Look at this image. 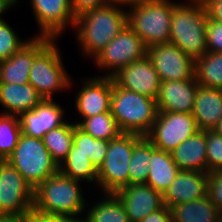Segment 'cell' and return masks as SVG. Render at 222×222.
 Wrapping results in <instances>:
<instances>
[{
  "label": "cell",
  "instance_id": "cell-19",
  "mask_svg": "<svg viewBox=\"0 0 222 222\" xmlns=\"http://www.w3.org/2000/svg\"><path fill=\"white\" fill-rule=\"evenodd\" d=\"M198 85L197 80L160 81L158 112L191 113Z\"/></svg>",
  "mask_w": 222,
  "mask_h": 222
},
{
  "label": "cell",
  "instance_id": "cell-45",
  "mask_svg": "<svg viewBox=\"0 0 222 222\" xmlns=\"http://www.w3.org/2000/svg\"><path fill=\"white\" fill-rule=\"evenodd\" d=\"M188 1V0H187ZM212 0H189V4L207 6Z\"/></svg>",
  "mask_w": 222,
  "mask_h": 222
},
{
  "label": "cell",
  "instance_id": "cell-6",
  "mask_svg": "<svg viewBox=\"0 0 222 222\" xmlns=\"http://www.w3.org/2000/svg\"><path fill=\"white\" fill-rule=\"evenodd\" d=\"M36 189L49 176L59 171L42 139L21 134L13 153L6 159Z\"/></svg>",
  "mask_w": 222,
  "mask_h": 222
},
{
  "label": "cell",
  "instance_id": "cell-35",
  "mask_svg": "<svg viewBox=\"0 0 222 222\" xmlns=\"http://www.w3.org/2000/svg\"><path fill=\"white\" fill-rule=\"evenodd\" d=\"M207 173L222 170V136L206 130Z\"/></svg>",
  "mask_w": 222,
  "mask_h": 222
},
{
  "label": "cell",
  "instance_id": "cell-37",
  "mask_svg": "<svg viewBox=\"0 0 222 222\" xmlns=\"http://www.w3.org/2000/svg\"><path fill=\"white\" fill-rule=\"evenodd\" d=\"M208 175L207 194L222 215V170H215Z\"/></svg>",
  "mask_w": 222,
  "mask_h": 222
},
{
  "label": "cell",
  "instance_id": "cell-18",
  "mask_svg": "<svg viewBox=\"0 0 222 222\" xmlns=\"http://www.w3.org/2000/svg\"><path fill=\"white\" fill-rule=\"evenodd\" d=\"M64 112L53 99H43L34 109L19 115L22 134L42 139L46 133L66 123L62 119Z\"/></svg>",
  "mask_w": 222,
  "mask_h": 222
},
{
  "label": "cell",
  "instance_id": "cell-29",
  "mask_svg": "<svg viewBox=\"0 0 222 222\" xmlns=\"http://www.w3.org/2000/svg\"><path fill=\"white\" fill-rule=\"evenodd\" d=\"M75 123H65L64 125L46 133L42 141L49 151L52 159L58 166L67 157L71 144L73 143Z\"/></svg>",
  "mask_w": 222,
  "mask_h": 222
},
{
  "label": "cell",
  "instance_id": "cell-3",
  "mask_svg": "<svg viewBox=\"0 0 222 222\" xmlns=\"http://www.w3.org/2000/svg\"><path fill=\"white\" fill-rule=\"evenodd\" d=\"M111 113L122 133L146 136L158 114L156 99L119 87L112 79Z\"/></svg>",
  "mask_w": 222,
  "mask_h": 222
},
{
  "label": "cell",
  "instance_id": "cell-1",
  "mask_svg": "<svg viewBox=\"0 0 222 222\" xmlns=\"http://www.w3.org/2000/svg\"><path fill=\"white\" fill-rule=\"evenodd\" d=\"M106 4L76 16L74 26L83 53L92 59L127 25V11ZM93 56V57H92Z\"/></svg>",
  "mask_w": 222,
  "mask_h": 222
},
{
  "label": "cell",
  "instance_id": "cell-12",
  "mask_svg": "<svg viewBox=\"0 0 222 222\" xmlns=\"http://www.w3.org/2000/svg\"><path fill=\"white\" fill-rule=\"evenodd\" d=\"M147 56L161 81L196 80L195 60L174 44L150 46Z\"/></svg>",
  "mask_w": 222,
  "mask_h": 222
},
{
  "label": "cell",
  "instance_id": "cell-41",
  "mask_svg": "<svg viewBox=\"0 0 222 222\" xmlns=\"http://www.w3.org/2000/svg\"><path fill=\"white\" fill-rule=\"evenodd\" d=\"M206 9L212 20L222 23V0H212Z\"/></svg>",
  "mask_w": 222,
  "mask_h": 222
},
{
  "label": "cell",
  "instance_id": "cell-46",
  "mask_svg": "<svg viewBox=\"0 0 222 222\" xmlns=\"http://www.w3.org/2000/svg\"><path fill=\"white\" fill-rule=\"evenodd\" d=\"M213 131L222 136V119L217 123V125L213 128Z\"/></svg>",
  "mask_w": 222,
  "mask_h": 222
},
{
  "label": "cell",
  "instance_id": "cell-26",
  "mask_svg": "<svg viewBox=\"0 0 222 222\" xmlns=\"http://www.w3.org/2000/svg\"><path fill=\"white\" fill-rule=\"evenodd\" d=\"M105 196L87 210L81 222H130L119 197L115 193H105Z\"/></svg>",
  "mask_w": 222,
  "mask_h": 222
},
{
  "label": "cell",
  "instance_id": "cell-30",
  "mask_svg": "<svg viewBox=\"0 0 222 222\" xmlns=\"http://www.w3.org/2000/svg\"><path fill=\"white\" fill-rule=\"evenodd\" d=\"M59 172L74 180H87L90 184L96 181L97 184L98 170L91 163L90 157L82 152H69L59 165Z\"/></svg>",
  "mask_w": 222,
  "mask_h": 222
},
{
  "label": "cell",
  "instance_id": "cell-11",
  "mask_svg": "<svg viewBox=\"0 0 222 222\" xmlns=\"http://www.w3.org/2000/svg\"><path fill=\"white\" fill-rule=\"evenodd\" d=\"M34 190L7 160H0V215L28 214Z\"/></svg>",
  "mask_w": 222,
  "mask_h": 222
},
{
  "label": "cell",
  "instance_id": "cell-9",
  "mask_svg": "<svg viewBox=\"0 0 222 222\" xmlns=\"http://www.w3.org/2000/svg\"><path fill=\"white\" fill-rule=\"evenodd\" d=\"M199 131L191 113L158 112L152 129L145 137L156 149L171 153Z\"/></svg>",
  "mask_w": 222,
  "mask_h": 222
},
{
  "label": "cell",
  "instance_id": "cell-23",
  "mask_svg": "<svg viewBox=\"0 0 222 222\" xmlns=\"http://www.w3.org/2000/svg\"><path fill=\"white\" fill-rule=\"evenodd\" d=\"M43 98L34 86L27 84L0 83V103L6 108L4 114L20 115L34 109Z\"/></svg>",
  "mask_w": 222,
  "mask_h": 222
},
{
  "label": "cell",
  "instance_id": "cell-22",
  "mask_svg": "<svg viewBox=\"0 0 222 222\" xmlns=\"http://www.w3.org/2000/svg\"><path fill=\"white\" fill-rule=\"evenodd\" d=\"M206 130H200L183 141L173 152L172 158L180 170L207 173Z\"/></svg>",
  "mask_w": 222,
  "mask_h": 222
},
{
  "label": "cell",
  "instance_id": "cell-24",
  "mask_svg": "<svg viewBox=\"0 0 222 222\" xmlns=\"http://www.w3.org/2000/svg\"><path fill=\"white\" fill-rule=\"evenodd\" d=\"M146 183L162 195L172 184L180 169L175 164L171 153L158 150L151 143V160Z\"/></svg>",
  "mask_w": 222,
  "mask_h": 222
},
{
  "label": "cell",
  "instance_id": "cell-25",
  "mask_svg": "<svg viewBox=\"0 0 222 222\" xmlns=\"http://www.w3.org/2000/svg\"><path fill=\"white\" fill-rule=\"evenodd\" d=\"M172 222H222V215L209 195L172 206Z\"/></svg>",
  "mask_w": 222,
  "mask_h": 222
},
{
  "label": "cell",
  "instance_id": "cell-43",
  "mask_svg": "<svg viewBox=\"0 0 222 222\" xmlns=\"http://www.w3.org/2000/svg\"><path fill=\"white\" fill-rule=\"evenodd\" d=\"M18 0H0V21H3V18H1L2 13L4 14L7 9H10L13 5L15 6Z\"/></svg>",
  "mask_w": 222,
  "mask_h": 222
},
{
  "label": "cell",
  "instance_id": "cell-42",
  "mask_svg": "<svg viewBox=\"0 0 222 222\" xmlns=\"http://www.w3.org/2000/svg\"><path fill=\"white\" fill-rule=\"evenodd\" d=\"M0 222H27V214L0 215Z\"/></svg>",
  "mask_w": 222,
  "mask_h": 222
},
{
  "label": "cell",
  "instance_id": "cell-33",
  "mask_svg": "<svg viewBox=\"0 0 222 222\" xmlns=\"http://www.w3.org/2000/svg\"><path fill=\"white\" fill-rule=\"evenodd\" d=\"M22 134L18 115H0V160H6L14 151Z\"/></svg>",
  "mask_w": 222,
  "mask_h": 222
},
{
  "label": "cell",
  "instance_id": "cell-5",
  "mask_svg": "<svg viewBox=\"0 0 222 222\" xmlns=\"http://www.w3.org/2000/svg\"><path fill=\"white\" fill-rule=\"evenodd\" d=\"M170 0H147L130 6L127 25L142 39L146 48L170 42L173 9Z\"/></svg>",
  "mask_w": 222,
  "mask_h": 222
},
{
  "label": "cell",
  "instance_id": "cell-7",
  "mask_svg": "<svg viewBox=\"0 0 222 222\" xmlns=\"http://www.w3.org/2000/svg\"><path fill=\"white\" fill-rule=\"evenodd\" d=\"M144 136L136 133H121L109 141L106 157L98 169L97 185L105 193H115L129 185V162L134 146Z\"/></svg>",
  "mask_w": 222,
  "mask_h": 222
},
{
  "label": "cell",
  "instance_id": "cell-39",
  "mask_svg": "<svg viewBox=\"0 0 222 222\" xmlns=\"http://www.w3.org/2000/svg\"><path fill=\"white\" fill-rule=\"evenodd\" d=\"M27 222H79V221L64 216L43 214L35 209H32L27 214Z\"/></svg>",
  "mask_w": 222,
  "mask_h": 222
},
{
  "label": "cell",
  "instance_id": "cell-32",
  "mask_svg": "<svg viewBox=\"0 0 222 222\" xmlns=\"http://www.w3.org/2000/svg\"><path fill=\"white\" fill-rule=\"evenodd\" d=\"M151 160V142L144 136L133 148L129 164V185L146 183Z\"/></svg>",
  "mask_w": 222,
  "mask_h": 222
},
{
  "label": "cell",
  "instance_id": "cell-15",
  "mask_svg": "<svg viewBox=\"0 0 222 222\" xmlns=\"http://www.w3.org/2000/svg\"><path fill=\"white\" fill-rule=\"evenodd\" d=\"M33 15L40 28L39 36L57 39L66 25L75 24L71 0H31Z\"/></svg>",
  "mask_w": 222,
  "mask_h": 222
},
{
  "label": "cell",
  "instance_id": "cell-4",
  "mask_svg": "<svg viewBox=\"0 0 222 222\" xmlns=\"http://www.w3.org/2000/svg\"><path fill=\"white\" fill-rule=\"evenodd\" d=\"M206 6L178 4L172 12L170 42L196 60L207 52Z\"/></svg>",
  "mask_w": 222,
  "mask_h": 222
},
{
  "label": "cell",
  "instance_id": "cell-13",
  "mask_svg": "<svg viewBox=\"0 0 222 222\" xmlns=\"http://www.w3.org/2000/svg\"><path fill=\"white\" fill-rule=\"evenodd\" d=\"M113 81L126 90L156 99L160 89V78L147 54L121 68L112 76Z\"/></svg>",
  "mask_w": 222,
  "mask_h": 222
},
{
  "label": "cell",
  "instance_id": "cell-20",
  "mask_svg": "<svg viewBox=\"0 0 222 222\" xmlns=\"http://www.w3.org/2000/svg\"><path fill=\"white\" fill-rule=\"evenodd\" d=\"M208 173L180 170L163 194L164 205L171 208L207 195Z\"/></svg>",
  "mask_w": 222,
  "mask_h": 222
},
{
  "label": "cell",
  "instance_id": "cell-28",
  "mask_svg": "<svg viewBox=\"0 0 222 222\" xmlns=\"http://www.w3.org/2000/svg\"><path fill=\"white\" fill-rule=\"evenodd\" d=\"M109 141L95 139L75 124L73 143L69 152H82L90 157L91 163L98 170L103 164Z\"/></svg>",
  "mask_w": 222,
  "mask_h": 222
},
{
  "label": "cell",
  "instance_id": "cell-27",
  "mask_svg": "<svg viewBox=\"0 0 222 222\" xmlns=\"http://www.w3.org/2000/svg\"><path fill=\"white\" fill-rule=\"evenodd\" d=\"M195 77L201 86L222 89V53L207 51L195 60Z\"/></svg>",
  "mask_w": 222,
  "mask_h": 222
},
{
  "label": "cell",
  "instance_id": "cell-34",
  "mask_svg": "<svg viewBox=\"0 0 222 222\" xmlns=\"http://www.w3.org/2000/svg\"><path fill=\"white\" fill-rule=\"evenodd\" d=\"M27 42L20 40L5 20L0 21V62L9 59Z\"/></svg>",
  "mask_w": 222,
  "mask_h": 222
},
{
  "label": "cell",
  "instance_id": "cell-40",
  "mask_svg": "<svg viewBox=\"0 0 222 222\" xmlns=\"http://www.w3.org/2000/svg\"><path fill=\"white\" fill-rule=\"evenodd\" d=\"M140 222H172L171 210L164 205L162 208L147 215Z\"/></svg>",
  "mask_w": 222,
  "mask_h": 222
},
{
  "label": "cell",
  "instance_id": "cell-36",
  "mask_svg": "<svg viewBox=\"0 0 222 222\" xmlns=\"http://www.w3.org/2000/svg\"><path fill=\"white\" fill-rule=\"evenodd\" d=\"M206 39L207 51L222 53V23L208 17Z\"/></svg>",
  "mask_w": 222,
  "mask_h": 222
},
{
  "label": "cell",
  "instance_id": "cell-44",
  "mask_svg": "<svg viewBox=\"0 0 222 222\" xmlns=\"http://www.w3.org/2000/svg\"><path fill=\"white\" fill-rule=\"evenodd\" d=\"M109 4H114V5H118V6H122V5H127V6H132L135 4H139L141 2L147 1V0H108Z\"/></svg>",
  "mask_w": 222,
  "mask_h": 222
},
{
  "label": "cell",
  "instance_id": "cell-38",
  "mask_svg": "<svg viewBox=\"0 0 222 222\" xmlns=\"http://www.w3.org/2000/svg\"><path fill=\"white\" fill-rule=\"evenodd\" d=\"M108 3V0H71V7L72 12L76 17L85 11L102 7Z\"/></svg>",
  "mask_w": 222,
  "mask_h": 222
},
{
  "label": "cell",
  "instance_id": "cell-16",
  "mask_svg": "<svg viewBox=\"0 0 222 222\" xmlns=\"http://www.w3.org/2000/svg\"><path fill=\"white\" fill-rule=\"evenodd\" d=\"M112 77L88 78L75 98L76 110L80 117L89 118L111 111Z\"/></svg>",
  "mask_w": 222,
  "mask_h": 222
},
{
  "label": "cell",
  "instance_id": "cell-8",
  "mask_svg": "<svg viewBox=\"0 0 222 222\" xmlns=\"http://www.w3.org/2000/svg\"><path fill=\"white\" fill-rule=\"evenodd\" d=\"M53 39L34 59L30 68L29 83L43 99H52L54 92L67 89L72 84L61 54Z\"/></svg>",
  "mask_w": 222,
  "mask_h": 222
},
{
  "label": "cell",
  "instance_id": "cell-17",
  "mask_svg": "<svg viewBox=\"0 0 222 222\" xmlns=\"http://www.w3.org/2000/svg\"><path fill=\"white\" fill-rule=\"evenodd\" d=\"M115 194L122 201L130 222H140L164 206L163 195L147 183L126 185Z\"/></svg>",
  "mask_w": 222,
  "mask_h": 222
},
{
  "label": "cell",
  "instance_id": "cell-31",
  "mask_svg": "<svg viewBox=\"0 0 222 222\" xmlns=\"http://www.w3.org/2000/svg\"><path fill=\"white\" fill-rule=\"evenodd\" d=\"M75 124L95 139L111 141L122 133L111 111L84 118Z\"/></svg>",
  "mask_w": 222,
  "mask_h": 222
},
{
  "label": "cell",
  "instance_id": "cell-2",
  "mask_svg": "<svg viewBox=\"0 0 222 222\" xmlns=\"http://www.w3.org/2000/svg\"><path fill=\"white\" fill-rule=\"evenodd\" d=\"M85 202L79 181L59 171L34 189L33 209L43 214L64 216L81 222L82 218L76 217L86 209Z\"/></svg>",
  "mask_w": 222,
  "mask_h": 222
},
{
  "label": "cell",
  "instance_id": "cell-14",
  "mask_svg": "<svg viewBox=\"0 0 222 222\" xmlns=\"http://www.w3.org/2000/svg\"><path fill=\"white\" fill-rule=\"evenodd\" d=\"M47 36L28 38L24 44L9 59L0 62V83H29L30 68L35 57L53 40Z\"/></svg>",
  "mask_w": 222,
  "mask_h": 222
},
{
  "label": "cell",
  "instance_id": "cell-10",
  "mask_svg": "<svg viewBox=\"0 0 222 222\" xmlns=\"http://www.w3.org/2000/svg\"><path fill=\"white\" fill-rule=\"evenodd\" d=\"M146 54L147 48L142 39L126 25L93 60L95 59L97 66L110 70L109 74L103 76L112 77L121 68L143 58Z\"/></svg>",
  "mask_w": 222,
  "mask_h": 222
},
{
  "label": "cell",
  "instance_id": "cell-21",
  "mask_svg": "<svg viewBox=\"0 0 222 222\" xmlns=\"http://www.w3.org/2000/svg\"><path fill=\"white\" fill-rule=\"evenodd\" d=\"M191 114L200 130H213L222 119V89L198 85Z\"/></svg>",
  "mask_w": 222,
  "mask_h": 222
}]
</instances>
